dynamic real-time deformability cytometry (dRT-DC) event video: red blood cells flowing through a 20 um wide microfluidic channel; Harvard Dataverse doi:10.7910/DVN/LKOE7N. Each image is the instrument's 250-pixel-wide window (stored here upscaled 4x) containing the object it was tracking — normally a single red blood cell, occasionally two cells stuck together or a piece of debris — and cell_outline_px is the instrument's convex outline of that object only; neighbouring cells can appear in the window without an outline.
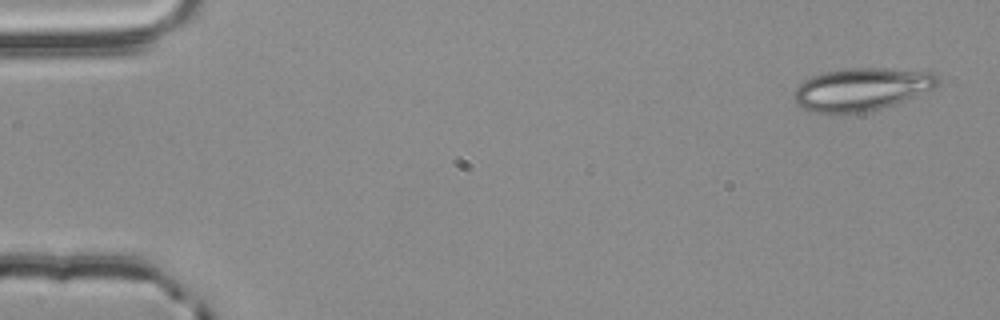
{"species": "common noctule bat (a hibernating species)", "species_latin": "Nyctalus noctula", "temperature_condition": "room temperature", "stored_images_in_passage": 4, "camera_frame_rate_fps": 3000, "um_per_image_px": 0.085, "animal": {"sex": "male", "body_mass_g": 20.4}, "frame": {"image": 1, "passage_image": 1, "time_ms": 0.0, "image_size_px": [1000, 320], "cell_outline_px": [[940, 84], [936, 88], [916, 96], [880, 108], [860, 112], [816, 112], [804, 108], [796, 104], [792, 96], [796, 88], [804, 80], [812, 76], [824, 72], [844, 68], [884, 68], [936, 72], [940, 80]], "centroid_in_image_um": [73.27, 7.55], "position_along_channel_um": 11.7, "area_um2": 35.66}}